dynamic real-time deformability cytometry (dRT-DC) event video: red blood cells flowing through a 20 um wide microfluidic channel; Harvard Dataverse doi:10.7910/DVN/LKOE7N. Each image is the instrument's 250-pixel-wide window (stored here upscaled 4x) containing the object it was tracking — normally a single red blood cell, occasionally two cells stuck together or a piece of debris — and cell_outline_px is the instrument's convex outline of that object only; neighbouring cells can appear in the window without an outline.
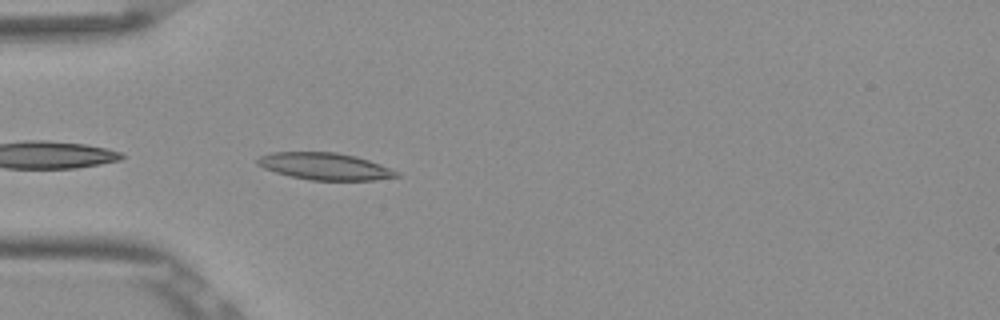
{"species": "Egyptian fruit bat (a non-hibernating species)", "species_latin": "Rousettus aegyptiacus", "temperature_condition": "room temperature", "stored_images_in_passage": 25, "camera_frame_rate_fps": 3000, "um_per_image_px": 0.085, "frame": {"image": 1, "passage_image": 2, "time_ms": 0.333, "image_size_px": [1000, 320], "cell_outline_px": [[400, 176], [372, 180], [308, 180], [276, 172], [264, 168], [256, 164], [256, 160], [260, 156], [272, 152], [336, 152], [356, 156], [380, 164], [400, 172]], "centroid_in_image_um": [27.62, 14.13], "position_along_channel_um": 57.4, "area_um2": 21.79}}
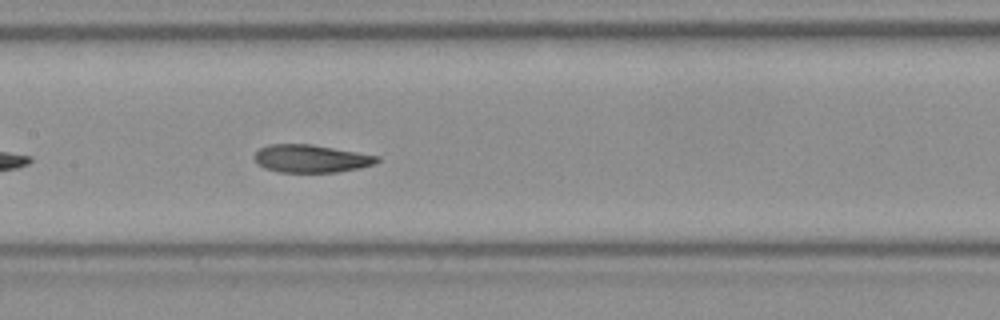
{"frame": {"image": 2, "passage_image": 12, "time_ms": 3.667, "image_size_px": [1000, 320], "cell_outline_px": [[380, 160], [376, 164], [360, 168], [336, 172], [280, 172], [264, 168], [256, 164], [256, 152], [260, 148], [268, 144], [312, 144], [380, 156]], "centroid_in_image_um": [26.47, 13.48], "position_along_channel_um": 180.9, "area_um2": 19.94}}
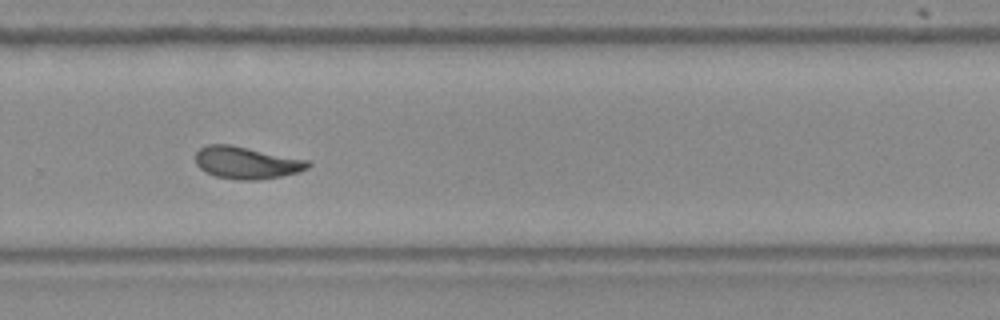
{"frame": {"image": 3, "passage_image": 22, "time_ms": 7.0, "image_size_px": [1000, 320], "cell_outline_px": [[312, 164], [308, 168], [300, 172], [280, 176], [256, 180], [240, 180], [216, 176], [200, 168], [196, 164], [196, 152], [200, 148], [208, 144], [228, 144], [308, 160]], "centroid_in_image_um": [20.97, 13.83], "position_along_channel_um": 308.8, "area_um2": 20.87}}